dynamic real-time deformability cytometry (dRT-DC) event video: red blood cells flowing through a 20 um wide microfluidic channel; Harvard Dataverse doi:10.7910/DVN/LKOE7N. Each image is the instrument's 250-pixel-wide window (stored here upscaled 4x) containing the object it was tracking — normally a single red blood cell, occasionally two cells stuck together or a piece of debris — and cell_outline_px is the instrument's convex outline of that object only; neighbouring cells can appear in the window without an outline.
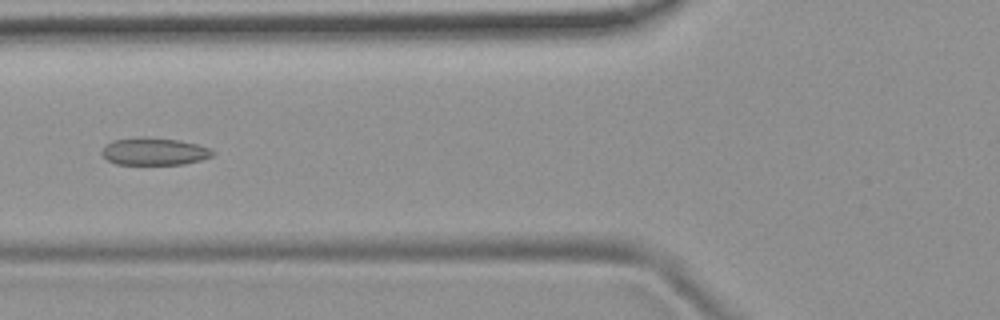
{"species": "common noctule bat (a hibernating species)", "species_latin": "Nyctalus noctula", "temperature_condition": "room temperature", "stored_images_in_passage": 12, "camera_frame_rate_fps": 3000, "um_per_image_px": 0.085, "animal": {"sex": "female", "body_mass_g": 19.9}, "frame": {"image": 1, "passage_image": 6, "time_ms": 1.667, "image_size_px": [1000, 320], "cell_outline_px": [[216, 152], [212, 156], [200, 160], [184, 164], [116, 164], [108, 160], [100, 152], [112, 140], [136, 136], [144, 136], [180, 140], [212, 148]], "centroid_in_image_um": [13.13, 12.85], "position_along_channel_um": 112.7, "area_um2": 17.86}}
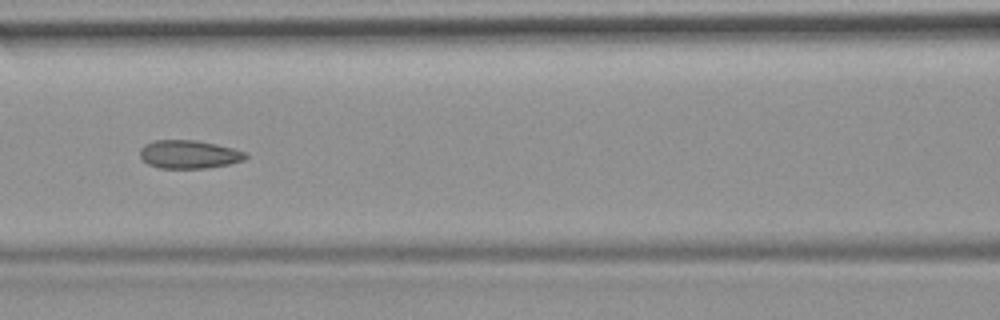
{"frame": {"image": 2, "passage_image": 9, "time_ms": 2.667, "image_size_px": [1000, 320], "cell_outline_px": [[248, 156], [244, 160], [228, 164], [204, 168], [160, 168], [148, 164], [140, 156], [140, 148], [144, 144], [156, 140], [196, 140], [216, 144], [248, 152]], "centroid_in_image_um": [16.07, 13.11], "position_along_channel_um": 150.5, "area_um2": 17.4}}